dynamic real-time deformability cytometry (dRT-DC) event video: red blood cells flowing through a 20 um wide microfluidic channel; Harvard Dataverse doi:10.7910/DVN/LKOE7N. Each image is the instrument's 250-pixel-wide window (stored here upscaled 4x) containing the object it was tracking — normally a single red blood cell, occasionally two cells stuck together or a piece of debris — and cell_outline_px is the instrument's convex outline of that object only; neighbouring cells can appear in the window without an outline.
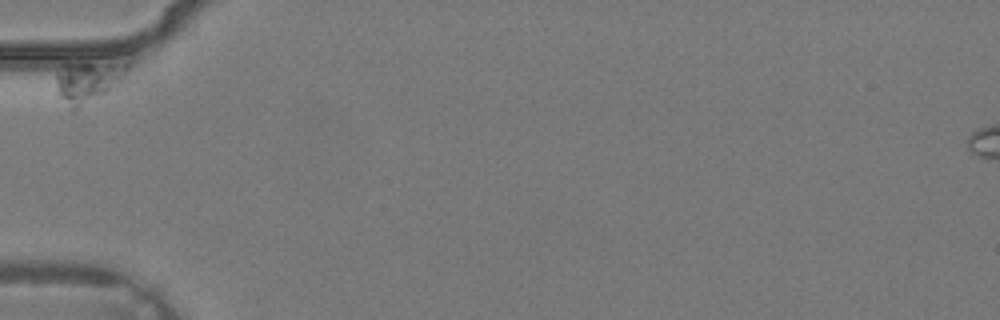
{"species": "common noctule bat (a hibernating species)", "species_latin": "Nyctalus noctula", "temperature_condition": "warm", "stored_images_in_passage": 3, "camera_frame_rate_fps": 3000, "um_per_image_px": 0.085, "animal": {"sex": "male", "body_mass_g": 19.2, "forearm_length_mm": 51.8}, "frame": {"image": 1, "passage_image": 1, "time_ms": 0.0, "image_size_px": [1000, 320], "cell_outline_px": [[128, 68], [112, 88], [108, 92], [76, 108], [68, 108], [56, 96], [56, 72], [64, 64], [128, 60]], "centroid_in_image_um": [7.42, 6.88], "position_along_channel_um": 77.6, "area_um2": 17.22}}
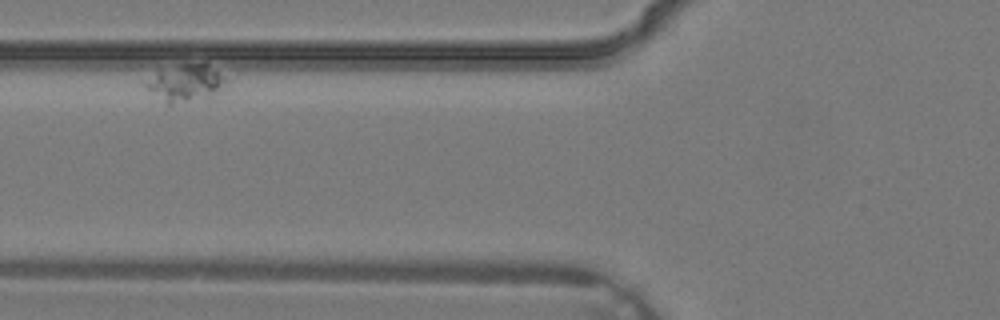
{"frame": {"image": 2, "passage_image": 2, "time_ms": 0.333, "image_size_px": [1000, 320], "cell_outline_px": [[228, 80], [212, 100], [168, 108], [144, 84], [156, 72], [180, 64], [208, 64], [224, 76]], "centroid_in_image_um": [15.83, 7.17], "position_along_channel_um": 110.0, "area_um2": 18.26}}